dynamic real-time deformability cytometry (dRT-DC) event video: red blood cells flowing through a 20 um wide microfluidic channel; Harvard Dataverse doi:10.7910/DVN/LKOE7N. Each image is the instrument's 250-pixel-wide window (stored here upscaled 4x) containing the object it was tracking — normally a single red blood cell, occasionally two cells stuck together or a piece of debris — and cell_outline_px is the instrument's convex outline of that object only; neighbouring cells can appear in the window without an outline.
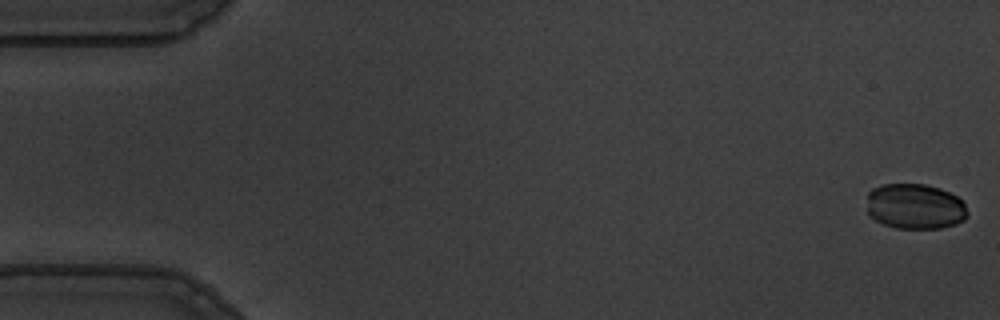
{"species": "common noctule bat (a hibernating species)", "species_latin": "Nyctalus noctula", "temperature_condition": "warm", "stored_images_in_passage": 55, "camera_frame_rate_fps": 3000, "um_per_image_px": 0.085, "animal": {"sex": "male", "body_mass_g": 19.5, "forearm_length_mm": 54.6}, "frame": {"image": 1, "passage_image": 1, "time_ms": 0.0, "image_size_px": [1000, 320], "cell_outline_px": [[968, 216], [964, 220], [956, 224], [940, 228], [896, 228], [884, 224], [876, 220], [868, 212], [868, 192], [872, 188], [880, 184], [924, 184], [940, 188], [964, 200], [968, 212]], "centroid_in_image_um": [77.81, 17.54], "position_along_channel_um": 7.2, "area_um2": 26.82}}
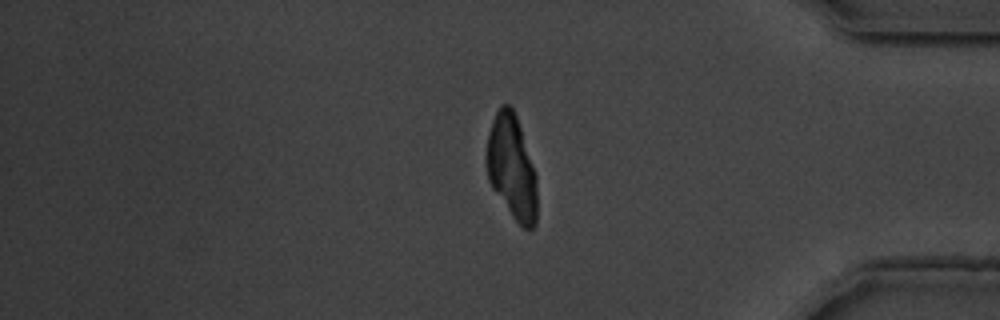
{"frame": {"image": 2, "passage_image": 46, "time_ms": 15.0, "image_size_px": [1000, 320], "cell_outline_px": [[536, 224], [532, 228], [524, 228], [512, 216], [492, 188], [488, 180], [484, 164], [484, 156], [488, 132], [492, 120], [500, 104], [508, 104], [512, 108], [516, 116], [536, 172]], "centroid_in_image_um": [43.45, 14.19], "position_along_channel_um": 391.7, "area_um2": 31.04}}
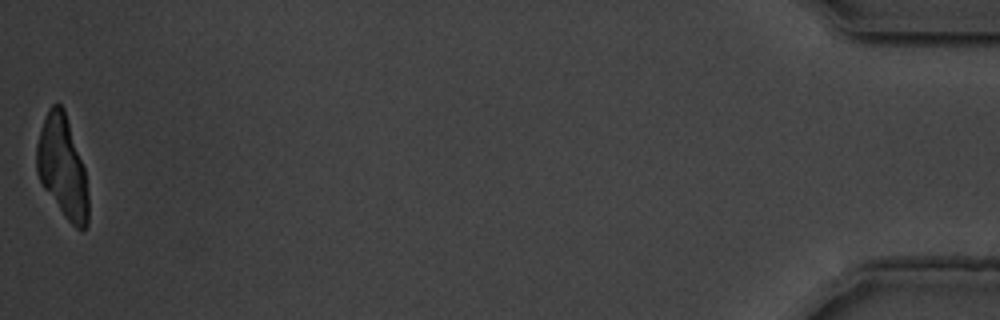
{"frame": {"image": 3, "passage_image": 55, "time_ms": 18.0, "image_size_px": [1000, 320], "cell_outline_px": [[88, 224], [84, 228], [76, 228], [64, 216], [44, 188], [36, 172], [36, 144], [48, 108], [52, 104], [60, 104], [64, 108], [84, 168], [88, 192]], "centroid_in_image_um": [5.3, 14.2], "position_along_channel_um": 429.9, "area_um2": 30.35}}